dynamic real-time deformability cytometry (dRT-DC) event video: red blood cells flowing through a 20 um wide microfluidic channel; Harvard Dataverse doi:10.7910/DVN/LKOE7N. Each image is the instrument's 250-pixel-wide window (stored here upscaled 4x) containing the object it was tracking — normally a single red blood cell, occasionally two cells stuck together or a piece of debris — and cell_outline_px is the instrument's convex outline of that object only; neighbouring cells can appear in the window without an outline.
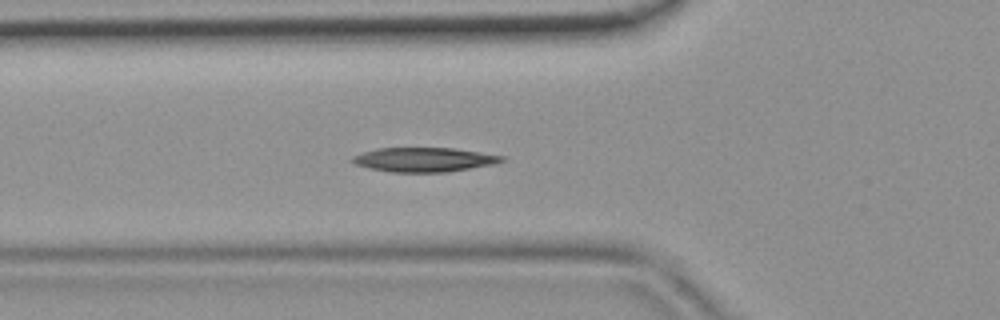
{"species": "common noctule bat (a hibernating species)", "species_latin": "Nyctalus noctula", "temperature_condition": "room temperature", "stored_images_in_passage": 48, "camera_frame_rate_fps": 3000, "um_per_image_px": 0.085, "animal": {"sex": "female", "body_mass_g": 19.9}, "frame": {"image": 1, "passage_image": 16, "time_ms": 5.0, "image_size_px": [1000, 320], "cell_outline_px": [[508, 160], [496, 164], [448, 172], [392, 172], [368, 168], [356, 164], [348, 160], [352, 156], [376, 148], [452, 148], [480, 152], [504, 156]], "centroid_in_image_um": [36.07, 13.57], "position_along_channel_um": 89.7, "area_um2": 21.33}}
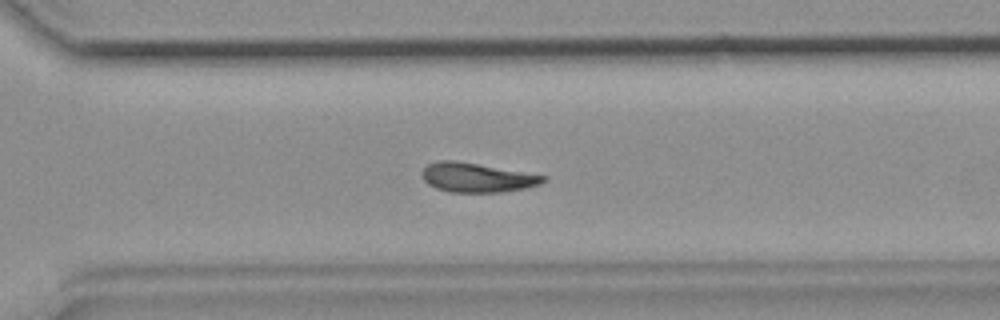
{"frame": {"image": 2, "passage_image": 33, "time_ms": 10.667, "image_size_px": [1000, 320], "cell_outline_px": [[548, 180], [540, 184], [524, 188], [500, 192], [452, 192], [436, 188], [428, 184], [424, 180], [420, 172], [428, 164], [436, 160], [456, 160], [548, 176]], "centroid_in_image_um": [40.53, 15.08], "position_along_channel_um": 330.1, "area_um2": 20.75}}
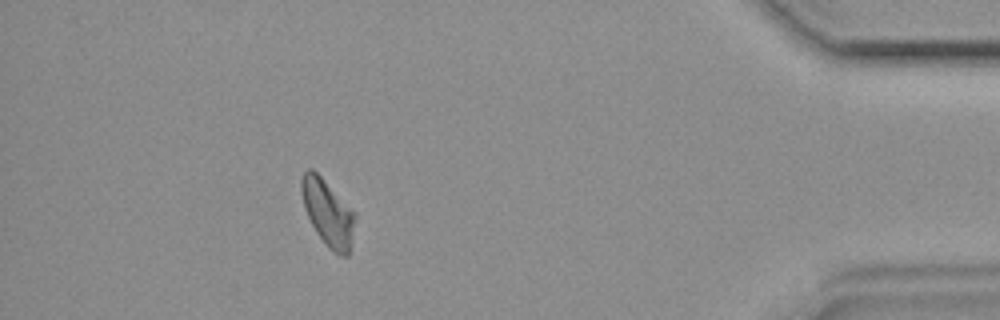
{"frame": {"image": 3, "passage_image": 42, "time_ms": 13.667, "image_size_px": [1000, 320], "cell_outline_px": [[356, 216], [348, 256], [340, 256], [332, 252], [324, 244], [316, 232], [304, 208], [300, 192], [300, 180], [304, 172], [308, 168], [312, 168], [356, 212]], "centroid_in_image_um": [27.85, 18.09], "position_along_channel_um": 407.3, "area_um2": 20.81}}